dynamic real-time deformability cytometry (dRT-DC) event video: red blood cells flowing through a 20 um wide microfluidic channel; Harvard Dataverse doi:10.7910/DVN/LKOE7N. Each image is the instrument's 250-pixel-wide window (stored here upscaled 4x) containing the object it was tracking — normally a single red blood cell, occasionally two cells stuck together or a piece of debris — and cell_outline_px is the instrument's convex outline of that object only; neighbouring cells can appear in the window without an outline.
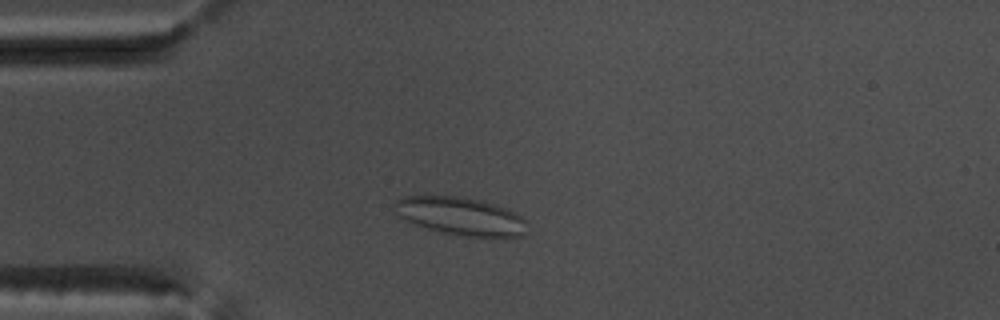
{"species": "common noctule bat (a hibernating species)", "species_latin": "Nyctalus noctula", "temperature_condition": "warm", "stored_images_in_passage": 50, "camera_frame_rate_fps": 3000, "um_per_image_px": 0.085, "animal": {"sex": "male", "body_mass_g": 17.5, "forearm_length_mm": 52.3}, "frame": {"image": 1, "passage_image": 10, "time_ms": 3.0, "image_size_px": [1000, 320], "cell_outline_px": [[524, 236], [468, 236], [444, 232], [428, 228], [404, 220], [396, 212], [392, 204], [396, 200], [404, 196], [460, 196], [484, 200], [516, 212], [524, 220]], "centroid_in_image_um": [39.11, 18.34], "position_along_channel_um": 45.9, "area_um2": 28.96}}
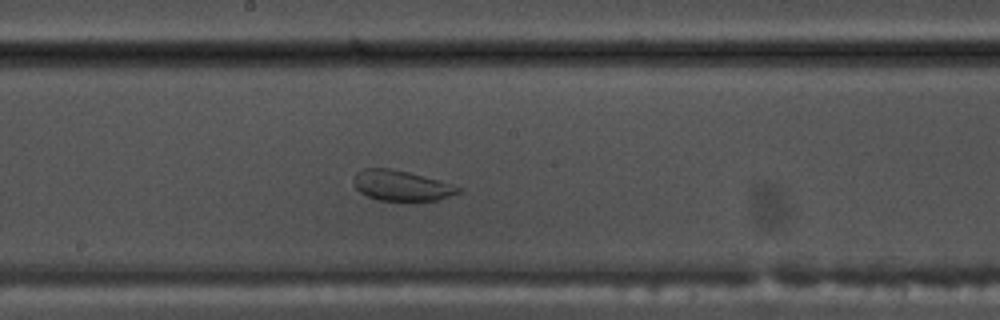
{"frame": {"image": 2, "passage_image": 25, "time_ms": 8.0, "image_size_px": [1000, 320], "cell_outline_px": [[464, 188], [460, 192], [436, 200], [376, 200], [360, 192], [352, 184], [352, 180], [356, 172], [364, 168], [392, 168], [408, 172]], "centroid_in_image_um": [34.05, 15.76], "position_along_channel_um": 214.2, "area_um2": 18.32}}
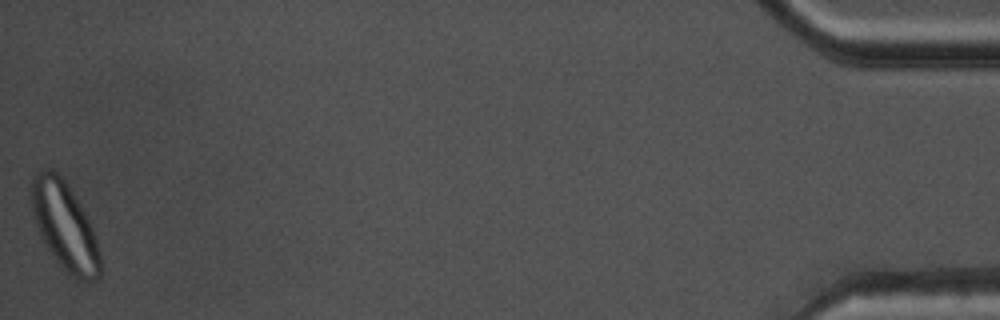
{"frame": {"image": 3, "passage_image": 50, "time_ms": 16.333, "image_size_px": [1000, 320], "cell_outline_px": [[100, 276], [96, 280], [80, 280], [68, 276], [44, 244], [40, 236], [32, 212], [32, 176], [44, 168], [52, 168], [68, 184], [80, 204], [96, 236], [100, 252]], "centroid_in_image_um": [5.5, 19.23], "position_along_channel_um": 429.7, "area_um2": 35.2}}